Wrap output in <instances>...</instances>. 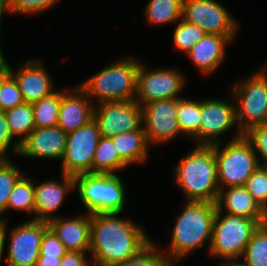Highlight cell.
Masks as SVG:
<instances>
[{
    "label": "cell",
    "instance_id": "d6a6232c",
    "mask_svg": "<svg viewBox=\"0 0 267 266\" xmlns=\"http://www.w3.org/2000/svg\"><path fill=\"white\" fill-rule=\"evenodd\" d=\"M157 248L158 247L150 241L135 256L130 257L118 266H172L167 261L162 251Z\"/></svg>",
    "mask_w": 267,
    "mask_h": 266
},
{
    "label": "cell",
    "instance_id": "7c38bea8",
    "mask_svg": "<svg viewBox=\"0 0 267 266\" xmlns=\"http://www.w3.org/2000/svg\"><path fill=\"white\" fill-rule=\"evenodd\" d=\"M93 119L101 136L115 137L119 133L139 130L142 124V106L133 101L101 102L94 105Z\"/></svg>",
    "mask_w": 267,
    "mask_h": 266
},
{
    "label": "cell",
    "instance_id": "7402d4cb",
    "mask_svg": "<svg viewBox=\"0 0 267 266\" xmlns=\"http://www.w3.org/2000/svg\"><path fill=\"white\" fill-rule=\"evenodd\" d=\"M229 42L231 40L227 36L206 34L185 55L202 74L209 75L224 61Z\"/></svg>",
    "mask_w": 267,
    "mask_h": 266
},
{
    "label": "cell",
    "instance_id": "e575fe53",
    "mask_svg": "<svg viewBox=\"0 0 267 266\" xmlns=\"http://www.w3.org/2000/svg\"><path fill=\"white\" fill-rule=\"evenodd\" d=\"M23 103L16 80L8 74L0 84V111L5 112Z\"/></svg>",
    "mask_w": 267,
    "mask_h": 266
},
{
    "label": "cell",
    "instance_id": "f35d334b",
    "mask_svg": "<svg viewBox=\"0 0 267 266\" xmlns=\"http://www.w3.org/2000/svg\"><path fill=\"white\" fill-rule=\"evenodd\" d=\"M13 139L14 138L10 133L5 114L4 112L0 111V159H8V157H6V152L8 151L9 147H11V144L13 145L11 147V151L18 155L20 144L17 141H15L13 144Z\"/></svg>",
    "mask_w": 267,
    "mask_h": 266
},
{
    "label": "cell",
    "instance_id": "2e32d148",
    "mask_svg": "<svg viewBox=\"0 0 267 266\" xmlns=\"http://www.w3.org/2000/svg\"><path fill=\"white\" fill-rule=\"evenodd\" d=\"M9 74L16 80L25 103L40 101L56 91L41 60H27L16 72L9 67Z\"/></svg>",
    "mask_w": 267,
    "mask_h": 266
},
{
    "label": "cell",
    "instance_id": "74e56055",
    "mask_svg": "<svg viewBox=\"0 0 267 266\" xmlns=\"http://www.w3.org/2000/svg\"><path fill=\"white\" fill-rule=\"evenodd\" d=\"M68 250L64 244L57 238L54 232L48 228L42 237L40 245V255L47 257H63Z\"/></svg>",
    "mask_w": 267,
    "mask_h": 266
},
{
    "label": "cell",
    "instance_id": "4dcf8cb0",
    "mask_svg": "<svg viewBox=\"0 0 267 266\" xmlns=\"http://www.w3.org/2000/svg\"><path fill=\"white\" fill-rule=\"evenodd\" d=\"M23 173L9 159H0V216L6 211L8 197ZM0 220L6 219L0 217Z\"/></svg>",
    "mask_w": 267,
    "mask_h": 266
},
{
    "label": "cell",
    "instance_id": "30bf717a",
    "mask_svg": "<svg viewBox=\"0 0 267 266\" xmlns=\"http://www.w3.org/2000/svg\"><path fill=\"white\" fill-rule=\"evenodd\" d=\"M182 20L199 26L207 34L227 36L231 41L238 30L236 20L215 0H184Z\"/></svg>",
    "mask_w": 267,
    "mask_h": 266
},
{
    "label": "cell",
    "instance_id": "d590c367",
    "mask_svg": "<svg viewBox=\"0 0 267 266\" xmlns=\"http://www.w3.org/2000/svg\"><path fill=\"white\" fill-rule=\"evenodd\" d=\"M243 135L251 143L259 165L267 167V124L255 125L249 128ZM260 158L263 159V163Z\"/></svg>",
    "mask_w": 267,
    "mask_h": 266
},
{
    "label": "cell",
    "instance_id": "8fae6325",
    "mask_svg": "<svg viewBox=\"0 0 267 266\" xmlns=\"http://www.w3.org/2000/svg\"><path fill=\"white\" fill-rule=\"evenodd\" d=\"M184 78L178 69L147 70L146 66L140 64L135 101L142 106L153 101L182 98L178 95L184 88Z\"/></svg>",
    "mask_w": 267,
    "mask_h": 266
},
{
    "label": "cell",
    "instance_id": "7bdbcfd3",
    "mask_svg": "<svg viewBox=\"0 0 267 266\" xmlns=\"http://www.w3.org/2000/svg\"><path fill=\"white\" fill-rule=\"evenodd\" d=\"M9 63L5 60H0V84L3 79L9 74Z\"/></svg>",
    "mask_w": 267,
    "mask_h": 266
},
{
    "label": "cell",
    "instance_id": "f6af8a7d",
    "mask_svg": "<svg viewBox=\"0 0 267 266\" xmlns=\"http://www.w3.org/2000/svg\"><path fill=\"white\" fill-rule=\"evenodd\" d=\"M223 266H246L244 262H240L237 259H226L224 260ZM228 261V262H227ZM230 261V262H229ZM238 261V262H237Z\"/></svg>",
    "mask_w": 267,
    "mask_h": 266
},
{
    "label": "cell",
    "instance_id": "52a82bcc",
    "mask_svg": "<svg viewBox=\"0 0 267 266\" xmlns=\"http://www.w3.org/2000/svg\"><path fill=\"white\" fill-rule=\"evenodd\" d=\"M224 214V215H222ZM261 224L250 218L216 211L209 255L221 259H240Z\"/></svg>",
    "mask_w": 267,
    "mask_h": 266
},
{
    "label": "cell",
    "instance_id": "277c9868",
    "mask_svg": "<svg viewBox=\"0 0 267 266\" xmlns=\"http://www.w3.org/2000/svg\"><path fill=\"white\" fill-rule=\"evenodd\" d=\"M141 62L133 57L117 60L79 86L93 102L133 101L137 93V73ZM93 96V97H92ZM93 98V99H92Z\"/></svg>",
    "mask_w": 267,
    "mask_h": 266
},
{
    "label": "cell",
    "instance_id": "ffe728a7",
    "mask_svg": "<svg viewBox=\"0 0 267 266\" xmlns=\"http://www.w3.org/2000/svg\"><path fill=\"white\" fill-rule=\"evenodd\" d=\"M62 181L46 180L35 183V216L33 220L49 221L56 218L54 214L64 201L66 194L74 187V176L62 174Z\"/></svg>",
    "mask_w": 267,
    "mask_h": 266
},
{
    "label": "cell",
    "instance_id": "b9f144b4",
    "mask_svg": "<svg viewBox=\"0 0 267 266\" xmlns=\"http://www.w3.org/2000/svg\"><path fill=\"white\" fill-rule=\"evenodd\" d=\"M7 220H0V264H1V259L3 256V251H4V244H5V239L6 237V230H7Z\"/></svg>",
    "mask_w": 267,
    "mask_h": 266
},
{
    "label": "cell",
    "instance_id": "8992f818",
    "mask_svg": "<svg viewBox=\"0 0 267 266\" xmlns=\"http://www.w3.org/2000/svg\"><path fill=\"white\" fill-rule=\"evenodd\" d=\"M220 145H212L217 161L219 189L245 186L247 179L259 166L251 143L241 131H236L232 140L224 147Z\"/></svg>",
    "mask_w": 267,
    "mask_h": 266
},
{
    "label": "cell",
    "instance_id": "5bb4252c",
    "mask_svg": "<svg viewBox=\"0 0 267 266\" xmlns=\"http://www.w3.org/2000/svg\"><path fill=\"white\" fill-rule=\"evenodd\" d=\"M142 124L148 144H161L182 135L176 115V99L142 105Z\"/></svg>",
    "mask_w": 267,
    "mask_h": 266
},
{
    "label": "cell",
    "instance_id": "d4e9b609",
    "mask_svg": "<svg viewBox=\"0 0 267 266\" xmlns=\"http://www.w3.org/2000/svg\"><path fill=\"white\" fill-rule=\"evenodd\" d=\"M127 166L120 158L112 138L101 136L93 158V173L117 174L116 171Z\"/></svg>",
    "mask_w": 267,
    "mask_h": 266
},
{
    "label": "cell",
    "instance_id": "d6986e66",
    "mask_svg": "<svg viewBox=\"0 0 267 266\" xmlns=\"http://www.w3.org/2000/svg\"><path fill=\"white\" fill-rule=\"evenodd\" d=\"M48 226L69 252L89 253L91 214L88 212L68 219L57 216L48 221Z\"/></svg>",
    "mask_w": 267,
    "mask_h": 266
},
{
    "label": "cell",
    "instance_id": "603a6c76",
    "mask_svg": "<svg viewBox=\"0 0 267 266\" xmlns=\"http://www.w3.org/2000/svg\"><path fill=\"white\" fill-rule=\"evenodd\" d=\"M112 141L120 158L127 165L143 163L148 158L149 144L143 126L136 131L119 133L112 137Z\"/></svg>",
    "mask_w": 267,
    "mask_h": 266
},
{
    "label": "cell",
    "instance_id": "4316f807",
    "mask_svg": "<svg viewBox=\"0 0 267 266\" xmlns=\"http://www.w3.org/2000/svg\"><path fill=\"white\" fill-rule=\"evenodd\" d=\"M184 0H150L145 8V15L151 24L174 23L182 19Z\"/></svg>",
    "mask_w": 267,
    "mask_h": 266
},
{
    "label": "cell",
    "instance_id": "8d00e7d4",
    "mask_svg": "<svg viewBox=\"0 0 267 266\" xmlns=\"http://www.w3.org/2000/svg\"><path fill=\"white\" fill-rule=\"evenodd\" d=\"M59 0H5L8 13L38 14L52 8Z\"/></svg>",
    "mask_w": 267,
    "mask_h": 266
},
{
    "label": "cell",
    "instance_id": "ee69618b",
    "mask_svg": "<svg viewBox=\"0 0 267 266\" xmlns=\"http://www.w3.org/2000/svg\"><path fill=\"white\" fill-rule=\"evenodd\" d=\"M4 12H8L5 0H0V36H1V17ZM1 47V46H0ZM0 60H5L2 49L0 48Z\"/></svg>",
    "mask_w": 267,
    "mask_h": 266
},
{
    "label": "cell",
    "instance_id": "ba28073f",
    "mask_svg": "<svg viewBox=\"0 0 267 266\" xmlns=\"http://www.w3.org/2000/svg\"><path fill=\"white\" fill-rule=\"evenodd\" d=\"M237 131L245 133L249 128L263 124L267 118V66L257 70L245 80L233 84ZM238 97V98H237ZM237 99V102H236Z\"/></svg>",
    "mask_w": 267,
    "mask_h": 266
},
{
    "label": "cell",
    "instance_id": "f546056e",
    "mask_svg": "<svg viewBox=\"0 0 267 266\" xmlns=\"http://www.w3.org/2000/svg\"><path fill=\"white\" fill-rule=\"evenodd\" d=\"M241 259L246 266H267V223L253 233Z\"/></svg>",
    "mask_w": 267,
    "mask_h": 266
},
{
    "label": "cell",
    "instance_id": "5b68a950",
    "mask_svg": "<svg viewBox=\"0 0 267 266\" xmlns=\"http://www.w3.org/2000/svg\"><path fill=\"white\" fill-rule=\"evenodd\" d=\"M123 183L118 174L86 173L74 177V187L89 214H121L127 194Z\"/></svg>",
    "mask_w": 267,
    "mask_h": 266
},
{
    "label": "cell",
    "instance_id": "1f68e13d",
    "mask_svg": "<svg viewBox=\"0 0 267 266\" xmlns=\"http://www.w3.org/2000/svg\"><path fill=\"white\" fill-rule=\"evenodd\" d=\"M206 34L207 33L199 26L180 19L173 34L174 47L187 54Z\"/></svg>",
    "mask_w": 267,
    "mask_h": 266
},
{
    "label": "cell",
    "instance_id": "6da1fadb",
    "mask_svg": "<svg viewBox=\"0 0 267 266\" xmlns=\"http://www.w3.org/2000/svg\"><path fill=\"white\" fill-rule=\"evenodd\" d=\"M120 213L91 214L90 251L95 266H118L150 241L146 231Z\"/></svg>",
    "mask_w": 267,
    "mask_h": 266
},
{
    "label": "cell",
    "instance_id": "60d3db41",
    "mask_svg": "<svg viewBox=\"0 0 267 266\" xmlns=\"http://www.w3.org/2000/svg\"><path fill=\"white\" fill-rule=\"evenodd\" d=\"M63 257L39 256L36 266H60Z\"/></svg>",
    "mask_w": 267,
    "mask_h": 266
},
{
    "label": "cell",
    "instance_id": "ac0fdd59",
    "mask_svg": "<svg viewBox=\"0 0 267 266\" xmlns=\"http://www.w3.org/2000/svg\"><path fill=\"white\" fill-rule=\"evenodd\" d=\"M73 88L70 92L61 90L57 125L67 134L88 124L94 113V105L86 92L79 85Z\"/></svg>",
    "mask_w": 267,
    "mask_h": 266
},
{
    "label": "cell",
    "instance_id": "7a4b0ae2",
    "mask_svg": "<svg viewBox=\"0 0 267 266\" xmlns=\"http://www.w3.org/2000/svg\"><path fill=\"white\" fill-rule=\"evenodd\" d=\"M216 203L186 202L172 230L169 246L162 250L167 261L174 266L195 249L211 244ZM175 262V264H174Z\"/></svg>",
    "mask_w": 267,
    "mask_h": 266
},
{
    "label": "cell",
    "instance_id": "f1b7e54d",
    "mask_svg": "<svg viewBox=\"0 0 267 266\" xmlns=\"http://www.w3.org/2000/svg\"><path fill=\"white\" fill-rule=\"evenodd\" d=\"M11 208L27 211L32 215L35 212V183L26 175L17 181L8 197L6 210Z\"/></svg>",
    "mask_w": 267,
    "mask_h": 266
},
{
    "label": "cell",
    "instance_id": "3957f363",
    "mask_svg": "<svg viewBox=\"0 0 267 266\" xmlns=\"http://www.w3.org/2000/svg\"><path fill=\"white\" fill-rule=\"evenodd\" d=\"M174 171L187 202L216 203L220 189L213 146L197 145L178 162Z\"/></svg>",
    "mask_w": 267,
    "mask_h": 266
},
{
    "label": "cell",
    "instance_id": "cb8c5ba5",
    "mask_svg": "<svg viewBox=\"0 0 267 266\" xmlns=\"http://www.w3.org/2000/svg\"><path fill=\"white\" fill-rule=\"evenodd\" d=\"M176 115L181 133L200 145L201 99H176Z\"/></svg>",
    "mask_w": 267,
    "mask_h": 266
},
{
    "label": "cell",
    "instance_id": "9a60e30c",
    "mask_svg": "<svg viewBox=\"0 0 267 266\" xmlns=\"http://www.w3.org/2000/svg\"><path fill=\"white\" fill-rule=\"evenodd\" d=\"M234 98L231 101L201 99L200 145L220 143L219 136L238 126Z\"/></svg>",
    "mask_w": 267,
    "mask_h": 266
},
{
    "label": "cell",
    "instance_id": "9c48e42d",
    "mask_svg": "<svg viewBox=\"0 0 267 266\" xmlns=\"http://www.w3.org/2000/svg\"><path fill=\"white\" fill-rule=\"evenodd\" d=\"M100 138L101 134L94 119L68 133L61 173L74 177L93 173V158Z\"/></svg>",
    "mask_w": 267,
    "mask_h": 266
},
{
    "label": "cell",
    "instance_id": "e0dca14e",
    "mask_svg": "<svg viewBox=\"0 0 267 266\" xmlns=\"http://www.w3.org/2000/svg\"><path fill=\"white\" fill-rule=\"evenodd\" d=\"M67 133L58 125L35 128L20 144L19 156L62 159L66 149Z\"/></svg>",
    "mask_w": 267,
    "mask_h": 266
},
{
    "label": "cell",
    "instance_id": "83f0119b",
    "mask_svg": "<svg viewBox=\"0 0 267 266\" xmlns=\"http://www.w3.org/2000/svg\"><path fill=\"white\" fill-rule=\"evenodd\" d=\"M60 104L61 90L32 103L35 128L57 126Z\"/></svg>",
    "mask_w": 267,
    "mask_h": 266
},
{
    "label": "cell",
    "instance_id": "836d02e7",
    "mask_svg": "<svg viewBox=\"0 0 267 266\" xmlns=\"http://www.w3.org/2000/svg\"><path fill=\"white\" fill-rule=\"evenodd\" d=\"M245 187L255 201L264 209L267 217V167L259 165L247 179Z\"/></svg>",
    "mask_w": 267,
    "mask_h": 266
},
{
    "label": "cell",
    "instance_id": "44dd1931",
    "mask_svg": "<svg viewBox=\"0 0 267 266\" xmlns=\"http://www.w3.org/2000/svg\"><path fill=\"white\" fill-rule=\"evenodd\" d=\"M216 207L219 212L237 215L267 223L264 209L255 201L245 186L228 187L219 190Z\"/></svg>",
    "mask_w": 267,
    "mask_h": 266
},
{
    "label": "cell",
    "instance_id": "4fadbf2b",
    "mask_svg": "<svg viewBox=\"0 0 267 266\" xmlns=\"http://www.w3.org/2000/svg\"><path fill=\"white\" fill-rule=\"evenodd\" d=\"M49 228L47 221L23 222L11 229L7 254V266H36L44 232Z\"/></svg>",
    "mask_w": 267,
    "mask_h": 266
},
{
    "label": "cell",
    "instance_id": "ab89813d",
    "mask_svg": "<svg viewBox=\"0 0 267 266\" xmlns=\"http://www.w3.org/2000/svg\"><path fill=\"white\" fill-rule=\"evenodd\" d=\"M86 254L81 252H67L60 263V266H87Z\"/></svg>",
    "mask_w": 267,
    "mask_h": 266
},
{
    "label": "cell",
    "instance_id": "484cf974",
    "mask_svg": "<svg viewBox=\"0 0 267 266\" xmlns=\"http://www.w3.org/2000/svg\"><path fill=\"white\" fill-rule=\"evenodd\" d=\"M12 137H21L17 142L21 144L35 129L33 118V106L31 103H23L4 112Z\"/></svg>",
    "mask_w": 267,
    "mask_h": 266
}]
</instances>
